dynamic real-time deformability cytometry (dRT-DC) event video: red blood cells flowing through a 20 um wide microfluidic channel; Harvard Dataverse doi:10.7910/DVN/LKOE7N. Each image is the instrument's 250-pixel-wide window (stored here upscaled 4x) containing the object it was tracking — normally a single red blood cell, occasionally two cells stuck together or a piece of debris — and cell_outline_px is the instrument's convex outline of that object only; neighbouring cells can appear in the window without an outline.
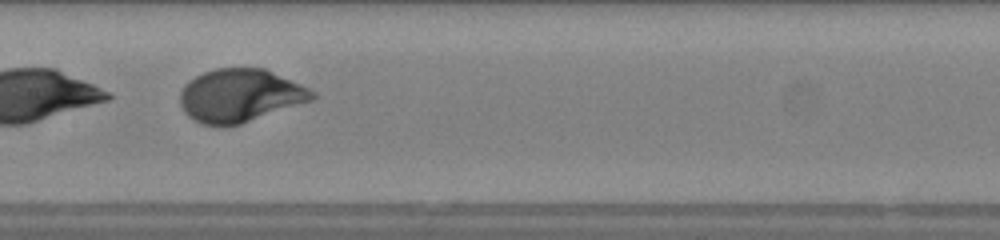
{"species": "human", "species_latin": "Homo sapiens", "temperature_condition": "warm", "stored_images_in_passage": 32, "camera_frame_rate_fps": 3000, "um_per_image_px": 0.085, "donor": {"sex": "female"}, "frame": {"image": 1, "passage_image": 23, "time_ms": 7.333, "image_size_px": [1000, 240], "cell_outline_px": [[316, 96], [312, 100], [240, 124], [224, 128], [200, 124], [188, 116], [184, 112], [180, 104], [180, 92], [184, 84], [196, 76], [204, 72], [216, 68], [264, 68], [300, 84], [316, 92]], "centroid_in_image_um": [20.36, 8.14], "position_along_channel_um": 187.0, "area_um2": 40.98}}